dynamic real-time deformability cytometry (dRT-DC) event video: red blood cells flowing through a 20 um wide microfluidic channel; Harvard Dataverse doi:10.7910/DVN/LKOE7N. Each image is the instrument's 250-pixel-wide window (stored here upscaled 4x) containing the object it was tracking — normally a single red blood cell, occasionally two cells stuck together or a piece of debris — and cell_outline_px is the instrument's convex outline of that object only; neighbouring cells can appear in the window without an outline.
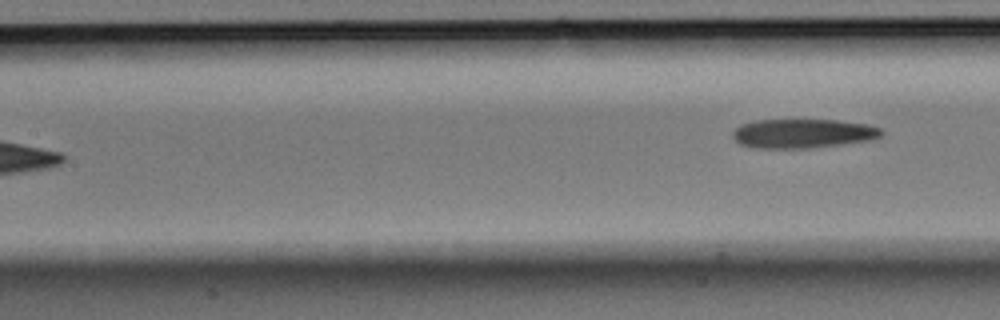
{"species": "Egyptian fruit bat (a non-hibernating species)", "species_latin": "Rousettus aegyptiacus", "temperature_condition": "room temperature", "stored_images_in_passage": 7, "segment_of_instrument_passage": [2, 2], "camera_frame_rate_fps": 3000, "um_per_image_px": 0.085, "animal": {"sex": "male"}, "frame": {"image": 1, "passage_image": 7, "time_ms": 2.0, "image_size_px": [1000, 320], "cell_outline_px": [[884, 132], [880, 136], [868, 140], [812, 148], [756, 148], [740, 144], [732, 136], [732, 132], [740, 124], [756, 120], [836, 120], [868, 124], [880, 128]], "centroid_in_image_um": [68.22, 11.34], "position_along_channel_um": 139.2, "area_um2": 25.2}}